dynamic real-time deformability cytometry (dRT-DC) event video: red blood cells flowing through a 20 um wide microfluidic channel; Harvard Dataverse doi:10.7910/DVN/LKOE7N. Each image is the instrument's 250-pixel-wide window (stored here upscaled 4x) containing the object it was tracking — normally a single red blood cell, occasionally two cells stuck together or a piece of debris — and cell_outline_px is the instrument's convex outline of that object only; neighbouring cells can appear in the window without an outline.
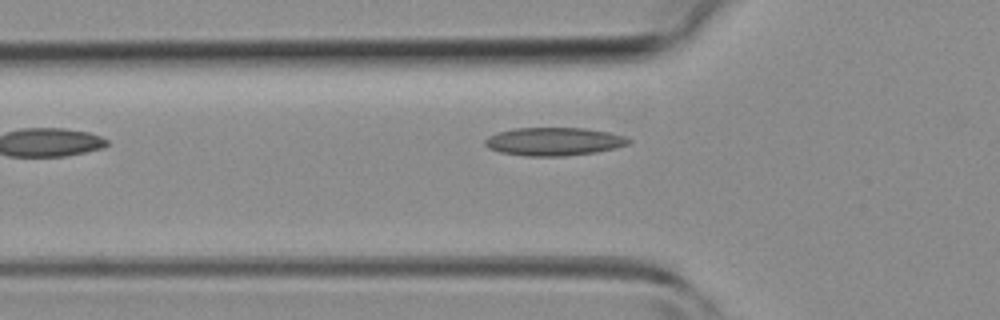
{"species": "common noctule bat (a hibernating species)", "species_latin": "Nyctalus noctula", "temperature_condition": "room temperature", "stored_images_in_passage": 6, "segment_of_instrument_passage": [1, 2], "camera_frame_rate_fps": 3000, "um_per_image_px": 0.085, "animal": {"sex": "female", "body_mass_g": 19.3, "forearm_length_mm": 54.1}, "frame": {"image": 1, "passage_image": 5, "time_ms": 4.667, "image_size_px": [1000, 320], "cell_outline_px": [[632, 140], [628, 144], [596, 152], [564, 156], [524, 156], [500, 152], [488, 148], [484, 144], [484, 140], [488, 136], [496, 132], [516, 128], [584, 128], [608, 132], [624, 136]], "centroid_in_image_um": [47.03, 12.03], "position_along_channel_um": 78.8, "area_um2": 23.52}}